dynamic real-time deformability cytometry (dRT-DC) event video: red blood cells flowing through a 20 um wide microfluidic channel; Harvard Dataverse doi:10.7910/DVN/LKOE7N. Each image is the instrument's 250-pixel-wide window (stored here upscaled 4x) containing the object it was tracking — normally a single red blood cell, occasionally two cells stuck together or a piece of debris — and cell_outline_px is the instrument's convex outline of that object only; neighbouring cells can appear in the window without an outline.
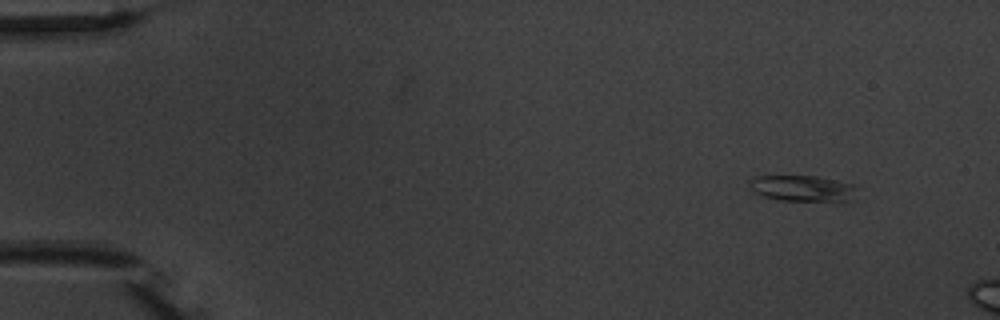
{"species": "common noctule bat (a hibernating species)", "species_latin": "Nyctalus noctula", "temperature_condition": "warm", "stored_images_in_passage": 4, "camera_frame_rate_fps": 3000, "um_per_image_px": 0.085, "animal": {"sex": "male", "body_mass_g": 20.1, "forearm_length_mm": 53.5}, "frame": {"image": 1, "passage_image": 1, "time_ms": 0.0, "image_size_px": [1000, 320], "cell_outline_px": [[856, 188], [852, 200], [780, 200], [764, 196], [752, 192], [748, 184], [748, 180], [752, 176], [816, 176], [856, 184]], "centroid_in_image_um": [68.15, 15.98], "position_along_channel_um": 16.9, "area_um2": 16.24}}